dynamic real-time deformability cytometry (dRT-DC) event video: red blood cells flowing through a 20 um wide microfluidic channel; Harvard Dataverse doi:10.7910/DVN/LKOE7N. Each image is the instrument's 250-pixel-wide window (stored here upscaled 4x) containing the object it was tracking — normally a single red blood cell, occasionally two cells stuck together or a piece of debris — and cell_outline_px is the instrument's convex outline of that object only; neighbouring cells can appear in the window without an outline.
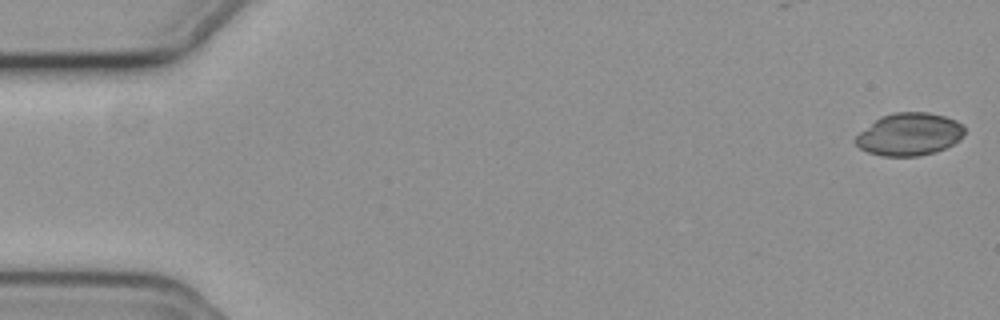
{"species": "common noctule bat (a hibernating species)", "species_latin": "Nyctalus noctula", "temperature_condition": "cold", "stored_images_in_passage": 29, "camera_frame_rate_fps": 3000, "um_per_image_px": 0.085, "animal": {"sex": "female", "body_mass_g": 19.3, "forearm_length_mm": 54.1}, "frame": {"image": 1, "passage_image": 1, "time_ms": 0.0, "image_size_px": [1000, 320], "cell_outline_px": [[964, 132], [960, 140], [936, 152], [920, 156], [880, 156], [868, 152], [860, 148], [852, 140], [860, 132], [880, 116], [892, 112], [928, 112], [944, 116], [956, 120], [964, 124]], "centroid_in_image_um": [77.29, 11.41], "position_along_channel_um": 7.7, "area_um2": 27.22}}
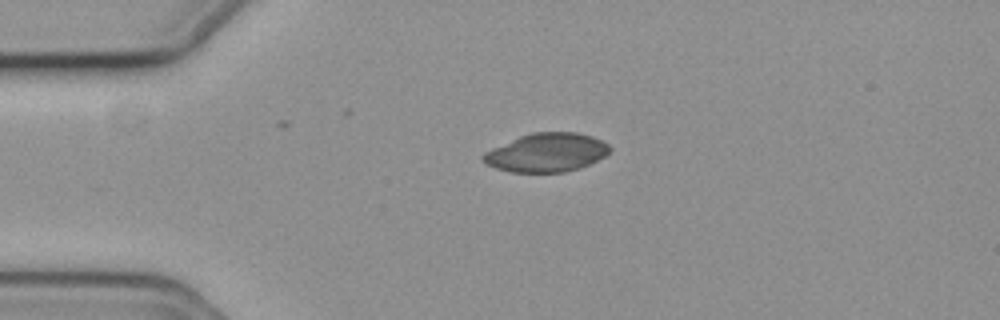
{"frame": {"image": 2, "passage_image": 13, "time_ms": 4.0, "image_size_px": [1000, 320], "cell_outline_px": [[612, 148], [604, 156], [580, 168], [564, 172], [512, 172], [496, 168], [484, 164], [480, 160], [480, 156], [484, 152], [492, 148], [520, 136], [532, 132], [576, 132], [592, 136], [608, 144]], "centroid_in_image_um": [46.41, 12.97], "position_along_channel_um": 38.6, "area_um2": 28.55}}